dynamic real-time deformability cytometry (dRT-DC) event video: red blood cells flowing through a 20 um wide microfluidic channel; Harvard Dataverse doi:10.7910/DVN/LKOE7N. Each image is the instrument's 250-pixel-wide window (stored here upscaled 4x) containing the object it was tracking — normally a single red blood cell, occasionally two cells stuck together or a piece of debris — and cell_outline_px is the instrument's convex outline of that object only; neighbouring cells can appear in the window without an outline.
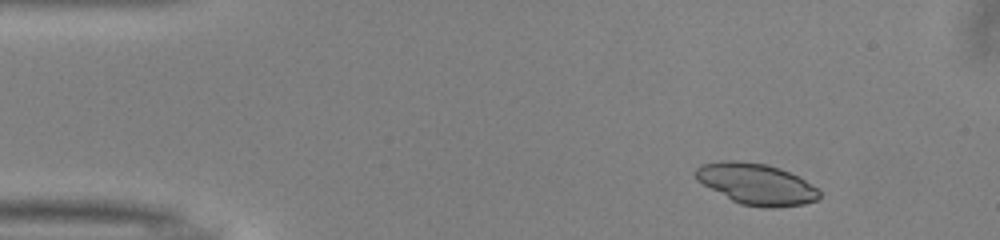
{"species": "common noctule bat (a hibernating species)", "species_latin": "Nyctalus noctula", "temperature_condition": "warm", "stored_images_in_passage": 45, "camera_frame_rate_fps": 3000, "um_per_image_px": 0.085, "animal": {"sex": "male", "body_mass_g": 13.0, "forearm_length_mm": 53.1}, "frame": {"image": 1, "passage_image": 1, "time_ms": 0.0, "image_size_px": [1000, 240], "cell_outline_px": [[820, 196], [816, 200], [804, 204], [772, 208], [764, 208], [740, 204], [732, 200], [696, 180], [692, 172], [700, 164], [720, 160], [736, 160], [764, 164], [780, 168], [800, 176], [816, 188], [820, 192]], "centroid_in_image_um": [64.25, 15.63], "position_along_channel_um": 20.7, "area_um2": 29.82}}